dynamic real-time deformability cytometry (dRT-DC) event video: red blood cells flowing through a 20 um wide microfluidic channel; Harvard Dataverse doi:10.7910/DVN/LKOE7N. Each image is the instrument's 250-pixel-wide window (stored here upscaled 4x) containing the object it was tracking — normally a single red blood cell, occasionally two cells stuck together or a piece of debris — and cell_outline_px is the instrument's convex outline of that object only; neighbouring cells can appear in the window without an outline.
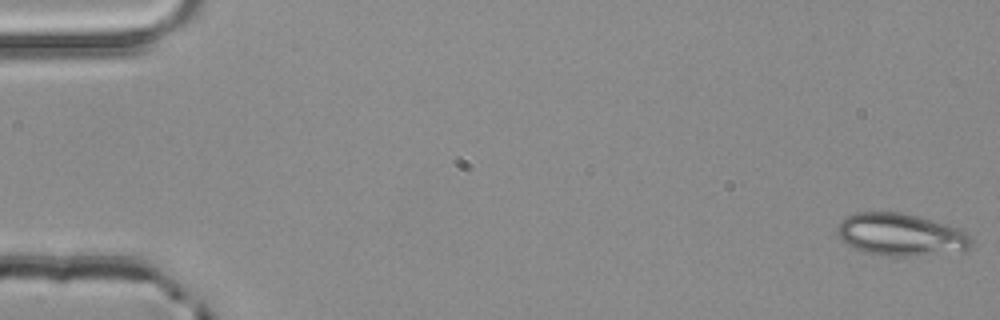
{"species": "common noctule bat (a hibernating species)", "species_latin": "Nyctalus noctula", "temperature_condition": "room temperature", "stored_images_in_passage": 4, "camera_frame_rate_fps": 3000, "um_per_image_px": 0.085, "animal": {"sex": "male", "body_mass_g": 20.4}, "frame": {"image": 1, "passage_image": 1, "time_ms": 0.0, "image_size_px": [1000, 320], "cell_outline_px": [[972, 248], [964, 252], [916, 256], [880, 256], [864, 252], [840, 240], [836, 236], [836, 224], [840, 220], [856, 212], [900, 212], [964, 228], [968, 232], [972, 240]], "centroid_in_image_um": [76.61, 19.96], "position_along_channel_um": 8.4, "area_um2": 34.04}}